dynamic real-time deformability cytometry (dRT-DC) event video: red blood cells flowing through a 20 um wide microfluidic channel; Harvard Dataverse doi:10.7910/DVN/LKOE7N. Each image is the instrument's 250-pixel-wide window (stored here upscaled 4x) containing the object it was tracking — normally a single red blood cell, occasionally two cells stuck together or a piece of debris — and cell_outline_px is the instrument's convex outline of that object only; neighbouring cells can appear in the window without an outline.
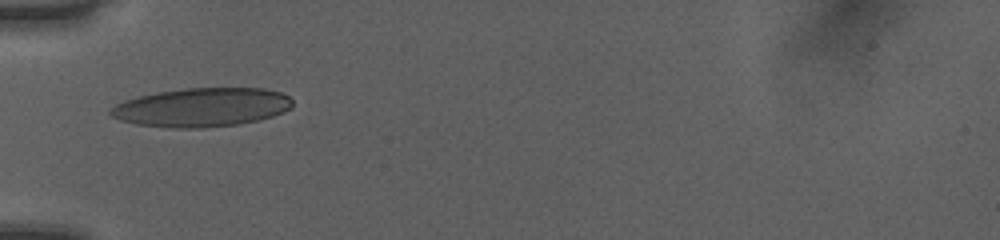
{"species": "human", "species_latin": "Homo sapiens", "temperature_condition": "room temperature", "stored_images_in_passage": 34, "camera_frame_rate_fps": 3000, "um_per_image_px": 0.085, "donor": {"sex": "female"}, "frame": {"image": 1, "passage_image": 1, "time_ms": 0.0, "image_size_px": [1000, 240], "cell_outline_px": [[292, 108], [284, 112], [272, 116], [256, 120], [236, 124], [204, 128], [176, 128], [136, 124], [120, 120], [112, 116], [108, 112], [116, 104], [124, 100], [156, 92], [184, 88], [264, 88], [280, 92], [288, 96], [292, 100]], "centroid_in_image_um": [17.16, 9.12], "position_along_channel_um": 67.8, "area_um2": 41.1}}
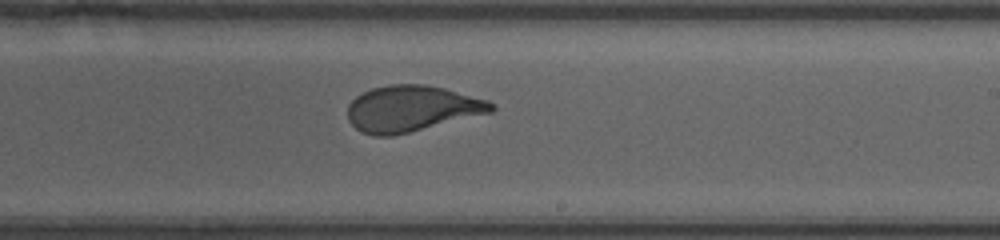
{"frame": {"image": 2, "passage_image": 15, "time_ms": 4.667, "image_size_px": [1000, 240], "cell_outline_px": [[496, 108], [492, 112], [392, 136], [376, 136], [360, 132], [348, 120], [348, 104], [356, 96], [372, 88], [388, 84], [424, 84], [444, 88], [488, 100], [496, 104]], "centroid_in_image_um": [34.99, 9.22], "position_along_channel_um": 254.0, "area_um2": 38.49}}
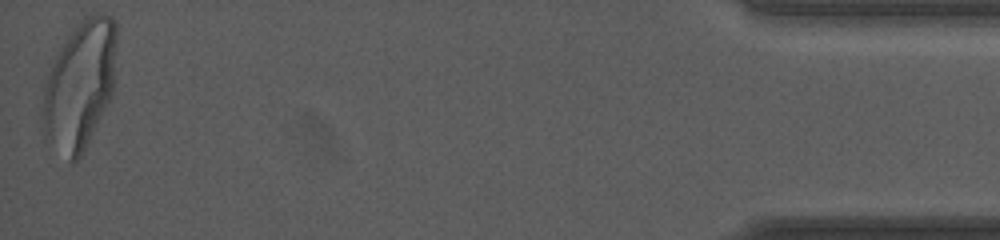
{"frame": {"image": 3, "passage_image": 34, "time_ms": 11.0, "image_size_px": [1000, 240], "cell_outline_px": [[116, 44], [112, 92], [80, 156], [76, 160], [68, 160], [44, 140], [40, 120], [40, 108], [44, 88], [52, 64], [60, 48], [68, 36], [88, 16], [96, 12], [104, 12], [112, 16], [116, 24]], "centroid_in_image_um": [6.73, 7.25], "position_along_channel_um": 428.5, "area_um2": 54.68}, "authors_computed_cell_mechanics": {"area_um2": 39.4485, "velocity_mm_per_s": 4.0223, "shape_relaxation_time_tau1_ms": 4.878, "shape_relaxation_time_tau2_ms": null, "deformation_change_tau1": 0.1928, "deformation_change_tau2": null}}